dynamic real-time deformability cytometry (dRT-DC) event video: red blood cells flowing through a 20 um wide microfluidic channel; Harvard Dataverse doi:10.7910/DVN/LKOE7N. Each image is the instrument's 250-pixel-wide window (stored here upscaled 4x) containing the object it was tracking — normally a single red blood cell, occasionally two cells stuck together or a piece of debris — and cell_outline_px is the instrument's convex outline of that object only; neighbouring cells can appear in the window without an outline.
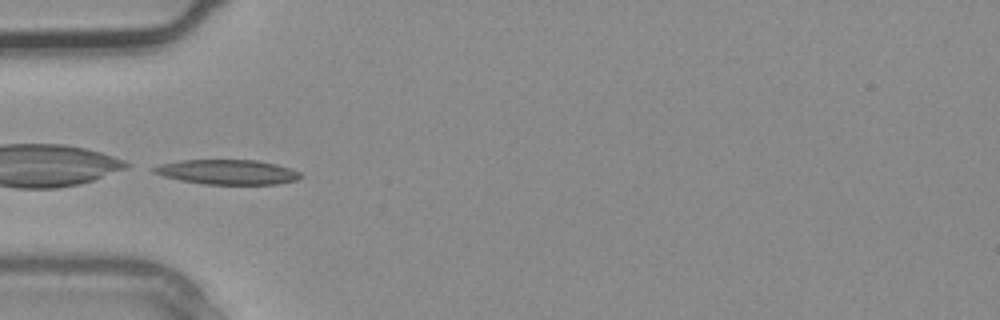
{"species": "common noctule bat (a hibernating species)", "species_latin": "Nyctalus noctula", "temperature_condition": "warm", "stored_images_in_passage": 4, "camera_frame_rate_fps": 3000, "um_per_image_px": 0.085, "animal": {"sex": "male", "body_mass_g": 20.4}, "frame": {"image": 1, "passage_image": 4, "time_ms": 1.0, "image_size_px": [1000, 320], "cell_outline_px": [[304, 176], [296, 180], [276, 184], [204, 184], [180, 180], [164, 176], [152, 172], [152, 168], [160, 164], [180, 160], [256, 160], [276, 164], [300, 172]], "centroid_in_image_um": [19.33, 14.62], "position_along_channel_um": 65.7, "area_um2": 21.1}}